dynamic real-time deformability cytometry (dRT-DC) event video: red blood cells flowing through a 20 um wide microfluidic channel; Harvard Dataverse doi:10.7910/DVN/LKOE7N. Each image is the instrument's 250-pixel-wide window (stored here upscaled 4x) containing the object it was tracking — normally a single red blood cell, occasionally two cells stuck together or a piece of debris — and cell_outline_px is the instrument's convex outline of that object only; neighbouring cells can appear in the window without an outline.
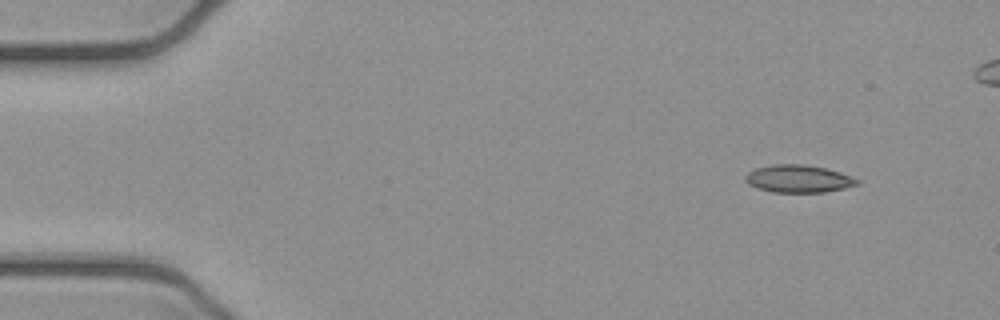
{"species": "common noctule bat (a hibernating species)", "species_latin": "Nyctalus noctula", "temperature_condition": "cold", "stored_images_in_passage": 7, "camera_frame_rate_fps": 3000, "um_per_image_px": 0.085, "animal": {"sex": "female", "body_mass_g": 21.9}, "frame": {"image": 1, "passage_image": 1, "time_ms": 0.0, "image_size_px": [1000, 320], "cell_outline_px": [[860, 184], [844, 188], [824, 192], [772, 192], [748, 184], [744, 180], [744, 176], [748, 172], [756, 168], [772, 164], [804, 164], [824, 168], [840, 172], [860, 180]], "centroid_in_image_um": [67.86, 15.19], "position_along_channel_um": 17.1, "area_um2": 17.92}}
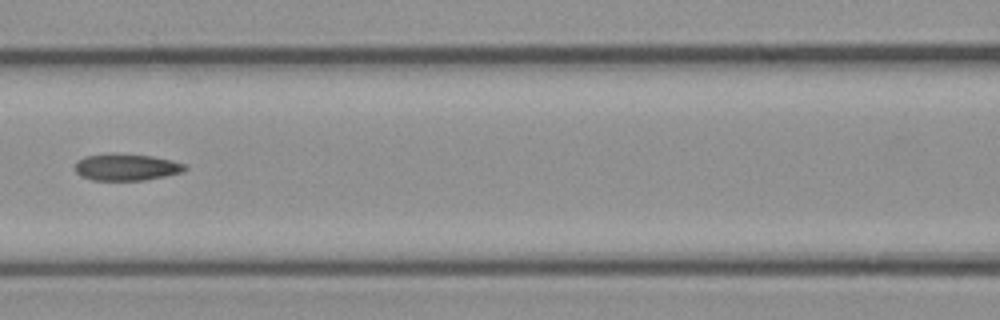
{"frame": {"image": 2, "passage_image": 6, "time_ms": 1.667, "image_size_px": [1000, 320], "cell_outline_px": [[188, 168], [180, 172], [164, 176], [144, 180], [92, 180], [80, 176], [76, 172], [76, 160], [84, 156], [112, 152], [152, 156], [172, 160], [188, 164]], "centroid_in_image_um": [10.73, 14.19], "position_along_channel_um": 155.9, "area_um2": 17.4}}
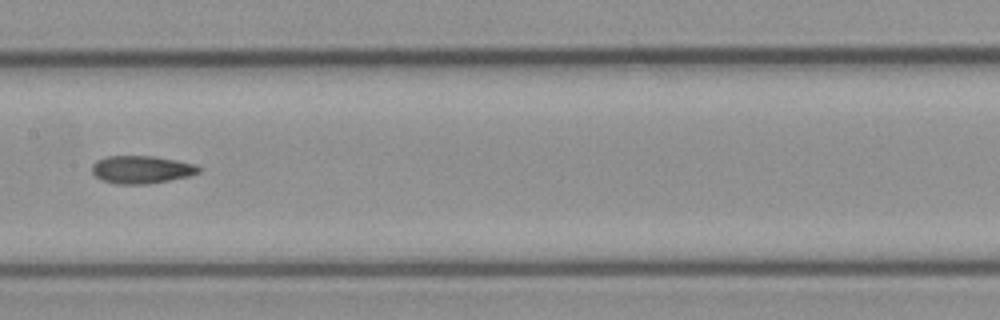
{"frame": {"image": 3, "passage_image": 7, "time_ms": 2.0, "image_size_px": [1000, 320], "cell_outline_px": [[204, 168], [200, 172], [192, 176], [148, 184], [116, 184], [100, 180], [92, 172], [92, 164], [96, 160], [108, 156], [156, 156], [196, 164]], "centroid_in_image_um": [12.07, 14.41], "position_along_channel_um": 195.3, "area_um2": 17.63}}